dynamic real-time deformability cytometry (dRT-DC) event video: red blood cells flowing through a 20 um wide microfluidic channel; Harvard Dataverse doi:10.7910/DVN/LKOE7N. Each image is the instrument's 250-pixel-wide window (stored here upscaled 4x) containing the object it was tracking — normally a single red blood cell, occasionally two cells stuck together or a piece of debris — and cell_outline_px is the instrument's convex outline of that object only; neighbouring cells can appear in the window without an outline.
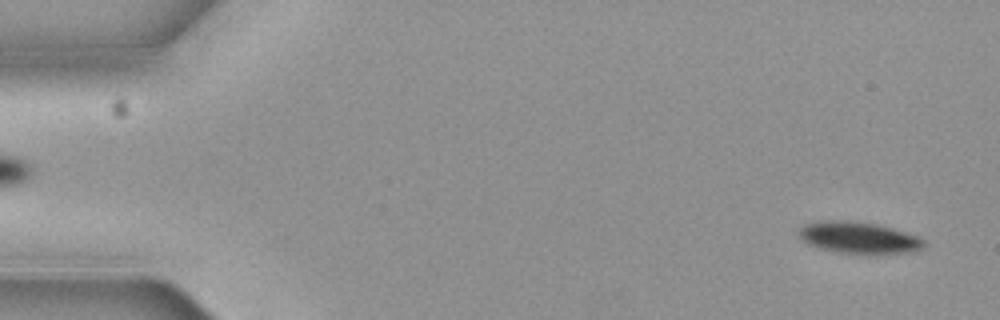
{"species": "common noctule bat (a hibernating species)", "species_latin": "Nyctalus noctula", "temperature_condition": "cold", "stored_images_in_passage": 6, "camera_frame_rate_fps": 3000, "um_per_image_px": 0.085, "animal": {"sex": "female", "body_mass_g": 19.3, "forearm_length_mm": 54.1}, "frame": {"image": 1, "passage_image": 6, "time_ms": 1.667, "image_size_px": [1000, 320], "cell_outline_px": [[924, 244], [920, 248], [908, 252], [836, 252], [820, 248], [808, 244], [800, 236], [800, 228], [804, 224], [820, 220], [848, 220], [876, 224], [892, 228], [916, 236], [924, 240]], "centroid_in_image_um": [72.92, 20.16], "position_along_channel_um": 12.1, "area_um2": 22.25}}